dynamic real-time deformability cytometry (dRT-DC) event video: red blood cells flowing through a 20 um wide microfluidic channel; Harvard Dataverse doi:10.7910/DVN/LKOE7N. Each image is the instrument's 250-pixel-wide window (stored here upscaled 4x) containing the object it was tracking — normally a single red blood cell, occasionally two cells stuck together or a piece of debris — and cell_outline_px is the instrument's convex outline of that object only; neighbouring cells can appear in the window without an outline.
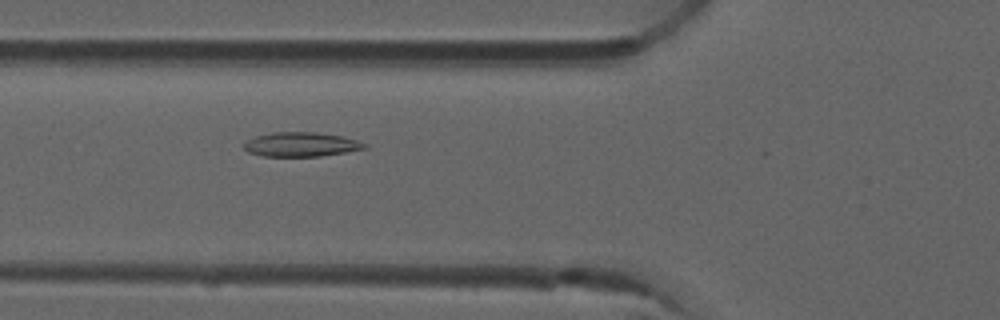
{"species": "common noctule bat (a hibernating species)", "species_latin": "Nyctalus noctula", "temperature_condition": "room temperature", "stored_images_in_passage": 36, "camera_frame_rate_fps": 3000, "um_per_image_px": 0.085, "animal": {"sex": "male", "forearm_length_mm": 52.5}, "frame": {"image": 1, "passage_image": 3, "time_ms": 0.667, "image_size_px": [1000, 320], "cell_outline_px": [[368, 148], [320, 156], [264, 156], [248, 152], [244, 148], [244, 144], [248, 140], [256, 136], [272, 132], [316, 132], [344, 136], [368, 144]], "centroid_in_image_um": [25.62, 12.27], "position_along_channel_um": 100.2, "area_um2": 17.05}}
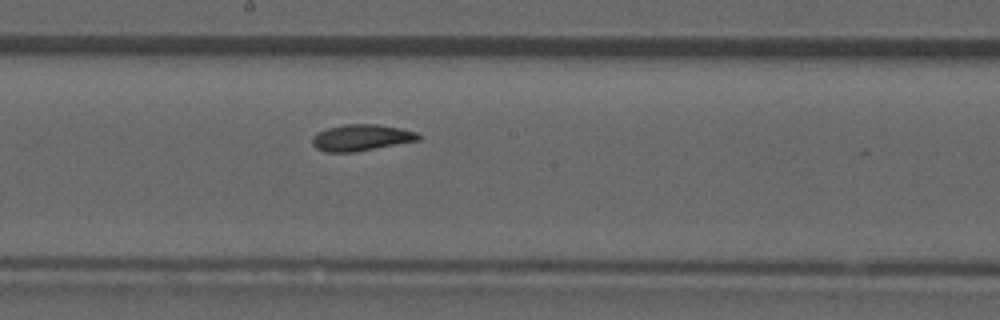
{"frame": {"image": 2, "passage_image": 12, "time_ms": 3.667, "image_size_px": [1000, 320], "cell_outline_px": [[420, 140], [352, 152], [324, 152], [316, 148], [312, 144], [312, 136], [316, 132], [328, 128], [344, 124], [376, 124], [400, 128], [416, 132], [420, 136]], "centroid_in_image_um": [30.66, 11.69], "position_along_channel_um": 217.5, "area_um2": 16.24}}
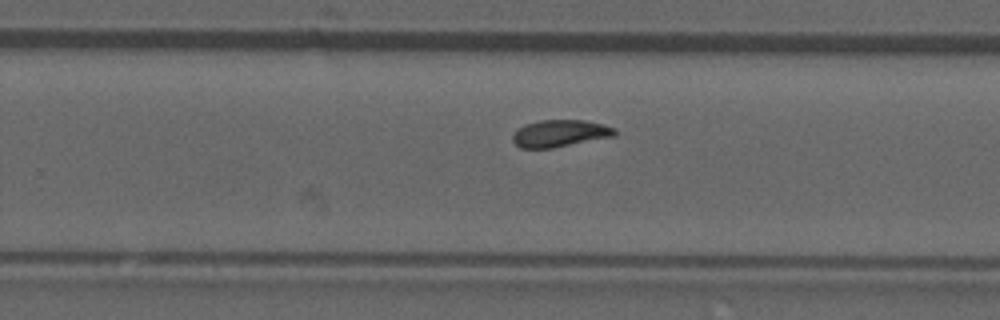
{"frame": {"image": 3, "passage_image": 17, "time_ms": 5.333, "image_size_px": [1000, 320], "cell_outline_px": [[616, 136], [552, 148], [520, 148], [512, 140], [512, 136], [524, 124], [540, 120], [584, 120], [604, 124], [616, 128]], "centroid_in_image_um": [47.63, 11.33], "position_along_channel_um": 282.2, "area_um2": 16.13}}